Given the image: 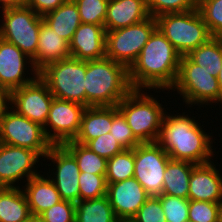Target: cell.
<instances>
[{
    "mask_svg": "<svg viewBox=\"0 0 222 222\" xmlns=\"http://www.w3.org/2000/svg\"><path fill=\"white\" fill-rule=\"evenodd\" d=\"M70 44L71 57L79 60H99L106 57L104 26L81 23Z\"/></svg>",
    "mask_w": 222,
    "mask_h": 222,
    "instance_id": "cell-19",
    "label": "cell"
},
{
    "mask_svg": "<svg viewBox=\"0 0 222 222\" xmlns=\"http://www.w3.org/2000/svg\"><path fill=\"white\" fill-rule=\"evenodd\" d=\"M185 113H165L157 142L173 160L194 164L210 162L215 156L213 136L205 132L197 122L199 119Z\"/></svg>",
    "mask_w": 222,
    "mask_h": 222,
    "instance_id": "cell-2",
    "label": "cell"
},
{
    "mask_svg": "<svg viewBox=\"0 0 222 222\" xmlns=\"http://www.w3.org/2000/svg\"><path fill=\"white\" fill-rule=\"evenodd\" d=\"M29 71H31L32 77L27 76L30 74ZM38 76L39 72L35 69L32 59L16 45L0 38V85L11 92L31 83Z\"/></svg>",
    "mask_w": 222,
    "mask_h": 222,
    "instance_id": "cell-16",
    "label": "cell"
},
{
    "mask_svg": "<svg viewBox=\"0 0 222 222\" xmlns=\"http://www.w3.org/2000/svg\"><path fill=\"white\" fill-rule=\"evenodd\" d=\"M107 183H116L134 177V148L124 149L107 160Z\"/></svg>",
    "mask_w": 222,
    "mask_h": 222,
    "instance_id": "cell-30",
    "label": "cell"
},
{
    "mask_svg": "<svg viewBox=\"0 0 222 222\" xmlns=\"http://www.w3.org/2000/svg\"><path fill=\"white\" fill-rule=\"evenodd\" d=\"M107 184L106 196L120 222H130L150 197L134 177Z\"/></svg>",
    "mask_w": 222,
    "mask_h": 222,
    "instance_id": "cell-17",
    "label": "cell"
},
{
    "mask_svg": "<svg viewBox=\"0 0 222 222\" xmlns=\"http://www.w3.org/2000/svg\"><path fill=\"white\" fill-rule=\"evenodd\" d=\"M150 17L146 0H109L105 31L128 27Z\"/></svg>",
    "mask_w": 222,
    "mask_h": 222,
    "instance_id": "cell-20",
    "label": "cell"
},
{
    "mask_svg": "<svg viewBox=\"0 0 222 222\" xmlns=\"http://www.w3.org/2000/svg\"><path fill=\"white\" fill-rule=\"evenodd\" d=\"M170 159L158 142L140 143L134 148V178L149 196L162 195L164 173Z\"/></svg>",
    "mask_w": 222,
    "mask_h": 222,
    "instance_id": "cell-11",
    "label": "cell"
},
{
    "mask_svg": "<svg viewBox=\"0 0 222 222\" xmlns=\"http://www.w3.org/2000/svg\"><path fill=\"white\" fill-rule=\"evenodd\" d=\"M0 143L36 151L43 159L53 146L42 125L18 114L10 106L0 115Z\"/></svg>",
    "mask_w": 222,
    "mask_h": 222,
    "instance_id": "cell-10",
    "label": "cell"
},
{
    "mask_svg": "<svg viewBox=\"0 0 222 222\" xmlns=\"http://www.w3.org/2000/svg\"><path fill=\"white\" fill-rule=\"evenodd\" d=\"M82 23L104 26L109 0H74Z\"/></svg>",
    "mask_w": 222,
    "mask_h": 222,
    "instance_id": "cell-32",
    "label": "cell"
},
{
    "mask_svg": "<svg viewBox=\"0 0 222 222\" xmlns=\"http://www.w3.org/2000/svg\"><path fill=\"white\" fill-rule=\"evenodd\" d=\"M85 108L79 103L53 98L46 124L43 126L52 145H63L76 138Z\"/></svg>",
    "mask_w": 222,
    "mask_h": 222,
    "instance_id": "cell-12",
    "label": "cell"
},
{
    "mask_svg": "<svg viewBox=\"0 0 222 222\" xmlns=\"http://www.w3.org/2000/svg\"><path fill=\"white\" fill-rule=\"evenodd\" d=\"M196 164L170 159L163 178L162 194L188 198L189 179Z\"/></svg>",
    "mask_w": 222,
    "mask_h": 222,
    "instance_id": "cell-25",
    "label": "cell"
},
{
    "mask_svg": "<svg viewBox=\"0 0 222 222\" xmlns=\"http://www.w3.org/2000/svg\"><path fill=\"white\" fill-rule=\"evenodd\" d=\"M30 215L22 187H0V222H24Z\"/></svg>",
    "mask_w": 222,
    "mask_h": 222,
    "instance_id": "cell-26",
    "label": "cell"
},
{
    "mask_svg": "<svg viewBox=\"0 0 222 222\" xmlns=\"http://www.w3.org/2000/svg\"><path fill=\"white\" fill-rule=\"evenodd\" d=\"M170 90L177 91V95L187 105L186 108L193 104L199 107L222 104V91L217 77L192 62L186 55L181 56L178 77Z\"/></svg>",
    "mask_w": 222,
    "mask_h": 222,
    "instance_id": "cell-6",
    "label": "cell"
},
{
    "mask_svg": "<svg viewBox=\"0 0 222 222\" xmlns=\"http://www.w3.org/2000/svg\"><path fill=\"white\" fill-rule=\"evenodd\" d=\"M166 222H188L189 199L162 194L158 196Z\"/></svg>",
    "mask_w": 222,
    "mask_h": 222,
    "instance_id": "cell-34",
    "label": "cell"
},
{
    "mask_svg": "<svg viewBox=\"0 0 222 222\" xmlns=\"http://www.w3.org/2000/svg\"><path fill=\"white\" fill-rule=\"evenodd\" d=\"M75 222H120L107 196L75 203Z\"/></svg>",
    "mask_w": 222,
    "mask_h": 222,
    "instance_id": "cell-27",
    "label": "cell"
},
{
    "mask_svg": "<svg viewBox=\"0 0 222 222\" xmlns=\"http://www.w3.org/2000/svg\"><path fill=\"white\" fill-rule=\"evenodd\" d=\"M186 56L202 69L217 77L222 63V37H211Z\"/></svg>",
    "mask_w": 222,
    "mask_h": 222,
    "instance_id": "cell-28",
    "label": "cell"
},
{
    "mask_svg": "<svg viewBox=\"0 0 222 222\" xmlns=\"http://www.w3.org/2000/svg\"><path fill=\"white\" fill-rule=\"evenodd\" d=\"M218 222H222V201L219 203Z\"/></svg>",
    "mask_w": 222,
    "mask_h": 222,
    "instance_id": "cell-46",
    "label": "cell"
},
{
    "mask_svg": "<svg viewBox=\"0 0 222 222\" xmlns=\"http://www.w3.org/2000/svg\"><path fill=\"white\" fill-rule=\"evenodd\" d=\"M150 16L198 9L199 0H146Z\"/></svg>",
    "mask_w": 222,
    "mask_h": 222,
    "instance_id": "cell-36",
    "label": "cell"
},
{
    "mask_svg": "<svg viewBox=\"0 0 222 222\" xmlns=\"http://www.w3.org/2000/svg\"><path fill=\"white\" fill-rule=\"evenodd\" d=\"M219 203L189 200L190 222H218Z\"/></svg>",
    "mask_w": 222,
    "mask_h": 222,
    "instance_id": "cell-37",
    "label": "cell"
},
{
    "mask_svg": "<svg viewBox=\"0 0 222 222\" xmlns=\"http://www.w3.org/2000/svg\"><path fill=\"white\" fill-rule=\"evenodd\" d=\"M156 28V19L150 16L131 26L107 31L106 58L129 69Z\"/></svg>",
    "mask_w": 222,
    "mask_h": 222,
    "instance_id": "cell-9",
    "label": "cell"
},
{
    "mask_svg": "<svg viewBox=\"0 0 222 222\" xmlns=\"http://www.w3.org/2000/svg\"><path fill=\"white\" fill-rule=\"evenodd\" d=\"M54 96L38 76L31 83L10 92V107L18 114L44 126Z\"/></svg>",
    "mask_w": 222,
    "mask_h": 222,
    "instance_id": "cell-14",
    "label": "cell"
},
{
    "mask_svg": "<svg viewBox=\"0 0 222 222\" xmlns=\"http://www.w3.org/2000/svg\"><path fill=\"white\" fill-rule=\"evenodd\" d=\"M0 38L16 45L33 59L36 56L43 16L27 6L1 10Z\"/></svg>",
    "mask_w": 222,
    "mask_h": 222,
    "instance_id": "cell-8",
    "label": "cell"
},
{
    "mask_svg": "<svg viewBox=\"0 0 222 222\" xmlns=\"http://www.w3.org/2000/svg\"><path fill=\"white\" fill-rule=\"evenodd\" d=\"M217 80H218V83H219V87L222 91V63H221V68H220L219 74L217 76Z\"/></svg>",
    "mask_w": 222,
    "mask_h": 222,
    "instance_id": "cell-45",
    "label": "cell"
},
{
    "mask_svg": "<svg viewBox=\"0 0 222 222\" xmlns=\"http://www.w3.org/2000/svg\"><path fill=\"white\" fill-rule=\"evenodd\" d=\"M216 166L210 161L193 167L189 179V200L213 203L222 201V172Z\"/></svg>",
    "mask_w": 222,
    "mask_h": 222,
    "instance_id": "cell-18",
    "label": "cell"
},
{
    "mask_svg": "<svg viewBox=\"0 0 222 222\" xmlns=\"http://www.w3.org/2000/svg\"><path fill=\"white\" fill-rule=\"evenodd\" d=\"M85 73L86 61L69 57L47 64L39 71V77L54 98L86 107Z\"/></svg>",
    "mask_w": 222,
    "mask_h": 222,
    "instance_id": "cell-7",
    "label": "cell"
},
{
    "mask_svg": "<svg viewBox=\"0 0 222 222\" xmlns=\"http://www.w3.org/2000/svg\"><path fill=\"white\" fill-rule=\"evenodd\" d=\"M27 0H0L2 5L0 10L5 8L23 7L26 6Z\"/></svg>",
    "mask_w": 222,
    "mask_h": 222,
    "instance_id": "cell-43",
    "label": "cell"
},
{
    "mask_svg": "<svg viewBox=\"0 0 222 222\" xmlns=\"http://www.w3.org/2000/svg\"><path fill=\"white\" fill-rule=\"evenodd\" d=\"M69 57H71L69 42L42 20L36 56L32 59L35 69L39 72L47 64Z\"/></svg>",
    "mask_w": 222,
    "mask_h": 222,
    "instance_id": "cell-21",
    "label": "cell"
},
{
    "mask_svg": "<svg viewBox=\"0 0 222 222\" xmlns=\"http://www.w3.org/2000/svg\"><path fill=\"white\" fill-rule=\"evenodd\" d=\"M144 91L143 89H133L117 104V108L140 143L157 142L168 108H165L156 97L149 95V92L147 94Z\"/></svg>",
    "mask_w": 222,
    "mask_h": 222,
    "instance_id": "cell-4",
    "label": "cell"
},
{
    "mask_svg": "<svg viewBox=\"0 0 222 222\" xmlns=\"http://www.w3.org/2000/svg\"><path fill=\"white\" fill-rule=\"evenodd\" d=\"M107 185L105 175L81 172L79 176L80 201L105 196Z\"/></svg>",
    "mask_w": 222,
    "mask_h": 222,
    "instance_id": "cell-33",
    "label": "cell"
},
{
    "mask_svg": "<svg viewBox=\"0 0 222 222\" xmlns=\"http://www.w3.org/2000/svg\"><path fill=\"white\" fill-rule=\"evenodd\" d=\"M85 146L106 160L124 150L110 132L88 141Z\"/></svg>",
    "mask_w": 222,
    "mask_h": 222,
    "instance_id": "cell-38",
    "label": "cell"
},
{
    "mask_svg": "<svg viewBox=\"0 0 222 222\" xmlns=\"http://www.w3.org/2000/svg\"><path fill=\"white\" fill-rule=\"evenodd\" d=\"M155 19L157 28L181 56L187 55L212 37L198 9L165 13Z\"/></svg>",
    "mask_w": 222,
    "mask_h": 222,
    "instance_id": "cell-5",
    "label": "cell"
},
{
    "mask_svg": "<svg viewBox=\"0 0 222 222\" xmlns=\"http://www.w3.org/2000/svg\"><path fill=\"white\" fill-rule=\"evenodd\" d=\"M39 174L20 186L26 195L31 215L39 216L45 210L62 201L55 184L48 176Z\"/></svg>",
    "mask_w": 222,
    "mask_h": 222,
    "instance_id": "cell-22",
    "label": "cell"
},
{
    "mask_svg": "<svg viewBox=\"0 0 222 222\" xmlns=\"http://www.w3.org/2000/svg\"><path fill=\"white\" fill-rule=\"evenodd\" d=\"M43 20L69 43L82 23L74 0H66L57 9L45 14Z\"/></svg>",
    "mask_w": 222,
    "mask_h": 222,
    "instance_id": "cell-24",
    "label": "cell"
},
{
    "mask_svg": "<svg viewBox=\"0 0 222 222\" xmlns=\"http://www.w3.org/2000/svg\"><path fill=\"white\" fill-rule=\"evenodd\" d=\"M42 158L36 151L0 143V187L16 188L18 182L38 176L36 163ZM17 185V186H16Z\"/></svg>",
    "mask_w": 222,
    "mask_h": 222,
    "instance_id": "cell-13",
    "label": "cell"
},
{
    "mask_svg": "<svg viewBox=\"0 0 222 222\" xmlns=\"http://www.w3.org/2000/svg\"><path fill=\"white\" fill-rule=\"evenodd\" d=\"M66 0H27L26 6L31 8L35 13L40 16H44L57 9Z\"/></svg>",
    "mask_w": 222,
    "mask_h": 222,
    "instance_id": "cell-41",
    "label": "cell"
},
{
    "mask_svg": "<svg viewBox=\"0 0 222 222\" xmlns=\"http://www.w3.org/2000/svg\"><path fill=\"white\" fill-rule=\"evenodd\" d=\"M113 106H89L83 111L80 129L73 140L85 145L88 141L109 133L112 127Z\"/></svg>",
    "mask_w": 222,
    "mask_h": 222,
    "instance_id": "cell-23",
    "label": "cell"
},
{
    "mask_svg": "<svg viewBox=\"0 0 222 222\" xmlns=\"http://www.w3.org/2000/svg\"><path fill=\"white\" fill-rule=\"evenodd\" d=\"M110 134L113 135L124 149H133L140 144L134 137L130 126L117 106H113V119Z\"/></svg>",
    "mask_w": 222,
    "mask_h": 222,
    "instance_id": "cell-35",
    "label": "cell"
},
{
    "mask_svg": "<svg viewBox=\"0 0 222 222\" xmlns=\"http://www.w3.org/2000/svg\"><path fill=\"white\" fill-rule=\"evenodd\" d=\"M86 107L117 106L132 90L129 70L109 58L86 61Z\"/></svg>",
    "mask_w": 222,
    "mask_h": 222,
    "instance_id": "cell-3",
    "label": "cell"
},
{
    "mask_svg": "<svg viewBox=\"0 0 222 222\" xmlns=\"http://www.w3.org/2000/svg\"><path fill=\"white\" fill-rule=\"evenodd\" d=\"M10 92L0 85V115L9 107Z\"/></svg>",
    "mask_w": 222,
    "mask_h": 222,
    "instance_id": "cell-42",
    "label": "cell"
},
{
    "mask_svg": "<svg viewBox=\"0 0 222 222\" xmlns=\"http://www.w3.org/2000/svg\"><path fill=\"white\" fill-rule=\"evenodd\" d=\"M130 222H166L159 197L150 196Z\"/></svg>",
    "mask_w": 222,
    "mask_h": 222,
    "instance_id": "cell-39",
    "label": "cell"
},
{
    "mask_svg": "<svg viewBox=\"0 0 222 222\" xmlns=\"http://www.w3.org/2000/svg\"><path fill=\"white\" fill-rule=\"evenodd\" d=\"M198 10L212 37H222V0H199Z\"/></svg>",
    "mask_w": 222,
    "mask_h": 222,
    "instance_id": "cell-31",
    "label": "cell"
},
{
    "mask_svg": "<svg viewBox=\"0 0 222 222\" xmlns=\"http://www.w3.org/2000/svg\"><path fill=\"white\" fill-rule=\"evenodd\" d=\"M46 159L47 162L48 159L51 160V163L54 164L52 166H55V168H51L50 176L48 173L47 175L55 184L61 199L74 203L79 202V176L81 172L74 156L63 145H53L42 160L46 161Z\"/></svg>",
    "mask_w": 222,
    "mask_h": 222,
    "instance_id": "cell-15",
    "label": "cell"
},
{
    "mask_svg": "<svg viewBox=\"0 0 222 222\" xmlns=\"http://www.w3.org/2000/svg\"><path fill=\"white\" fill-rule=\"evenodd\" d=\"M24 222H44L40 216L30 215Z\"/></svg>",
    "mask_w": 222,
    "mask_h": 222,
    "instance_id": "cell-44",
    "label": "cell"
},
{
    "mask_svg": "<svg viewBox=\"0 0 222 222\" xmlns=\"http://www.w3.org/2000/svg\"><path fill=\"white\" fill-rule=\"evenodd\" d=\"M180 60L181 54L156 28L128 69L132 88L169 92L176 83Z\"/></svg>",
    "mask_w": 222,
    "mask_h": 222,
    "instance_id": "cell-1",
    "label": "cell"
},
{
    "mask_svg": "<svg viewBox=\"0 0 222 222\" xmlns=\"http://www.w3.org/2000/svg\"><path fill=\"white\" fill-rule=\"evenodd\" d=\"M63 146L76 159L80 172L106 175L107 160L100 157L88 147L75 141H68Z\"/></svg>",
    "mask_w": 222,
    "mask_h": 222,
    "instance_id": "cell-29",
    "label": "cell"
},
{
    "mask_svg": "<svg viewBox=\"0 0 222 222\" xmlns=\"http://www.w3.org/2000/svg\"><path fill=\"white\" fill-rule=\"evenodd\" d=\"M39 216L44 222H75V203L62 200Z\"/></svg>",
    "mask_w": 222,
    "mask_h": 222,
    "instance_id": "cell-40",
    "label": "cell"
}]
</instances>
